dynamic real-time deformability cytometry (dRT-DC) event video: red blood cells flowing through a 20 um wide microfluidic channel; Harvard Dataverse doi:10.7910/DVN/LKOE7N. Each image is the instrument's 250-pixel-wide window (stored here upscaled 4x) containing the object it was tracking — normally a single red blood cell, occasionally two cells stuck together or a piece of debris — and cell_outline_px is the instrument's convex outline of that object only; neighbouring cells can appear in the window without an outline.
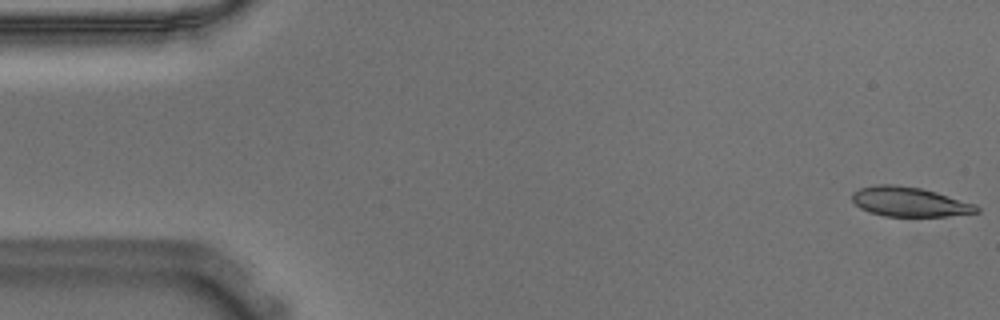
{"species": "Egyptian fruit bat (a non-hibernating species)", "species_latin": "Rousettus aegyptiacus", "temperature_condition": "warm", "stored_images_in_passage": 55, "camera_frame_rate_fps": 3000, "um_per_image_px": 0.085, "animal": {"sex": "male"}, "frame": {"image": 1, "passage_image": 1, "time_ms": 0.0, "image_size_px": [1000, 320], "cell_outline_px": [[980, 212], [944, 216], [884, 216], [868, 212], [860, 208], [852, 200], [852, 192], [860, 188], [876, 184], [896, 184], [920, 188], [936, 192], [976, 204], [980, 208]], "centroid_in_image_um": [77.29, 17.15], "position_along_channel_um": 7.7, "area_um2": 21.5}}
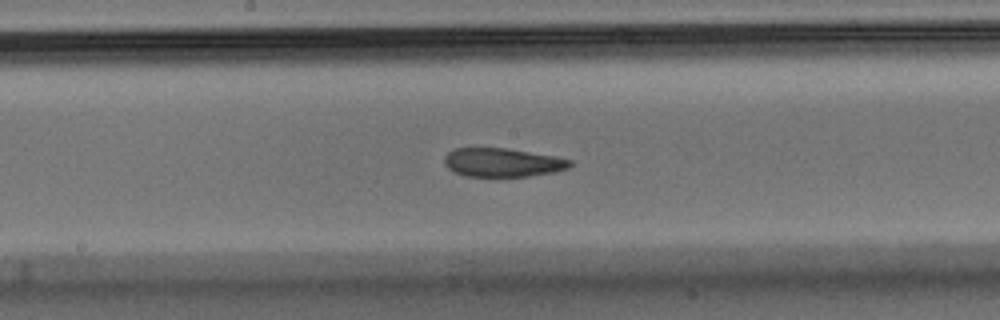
{"frame": {"image": 2, "passage_image": 28, "time_ms": 9.0, "image_size_px": [1000, 320], "cell_outline_px": [[572, 164], [568, 168], [556, 172], [528, 176], [464, 176], [448, 168], [444, 164], [444, 156], [452, 148], [504, 148], [552, 156], [572, 160]], "centroid_in_image_um": [42.68, 13.81], "position_along_channel_um": 205.5, "area_um2": 20.87}}
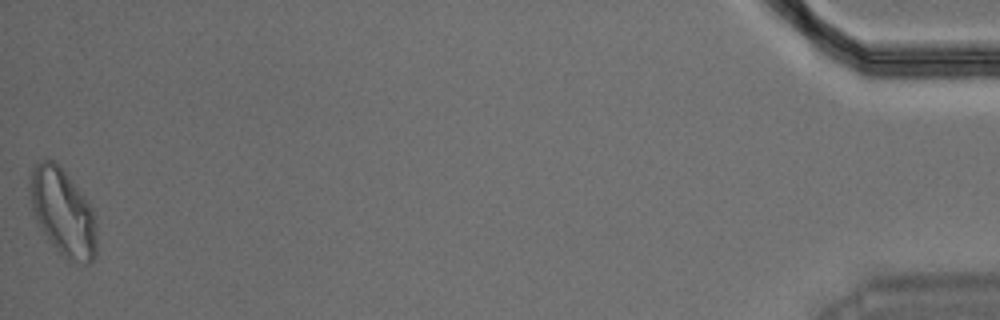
{"frame": {"image": 3, "passage_image": 55, "time_ms": 18.0, "image_size_px": [1000, 320], "cell_outline_px": [[96, 256], [88, 264], [68, 264], [52, 244], [36, 220], [32, 212], [28, 188], [32, 168], [44, 156], [52, 160], [64, 172], [88, 200], [92, 208], [96, 228]], "centroid_in_image_um": [5.33, 18.08], "position_along_channel_um": 429.9, "area_um2": 34.22}, "authors_computed_cell_mechanics": {"area_um2": 22.4842, "velocity_mm_per_s": 3.6109, "shape_relaxation_time_tau1_ms": null, "shape_relaxation_time_tau2_ms": 3.4558, "deformation_change_tau1": null, "deformation_change_tau2": 0.0961}}